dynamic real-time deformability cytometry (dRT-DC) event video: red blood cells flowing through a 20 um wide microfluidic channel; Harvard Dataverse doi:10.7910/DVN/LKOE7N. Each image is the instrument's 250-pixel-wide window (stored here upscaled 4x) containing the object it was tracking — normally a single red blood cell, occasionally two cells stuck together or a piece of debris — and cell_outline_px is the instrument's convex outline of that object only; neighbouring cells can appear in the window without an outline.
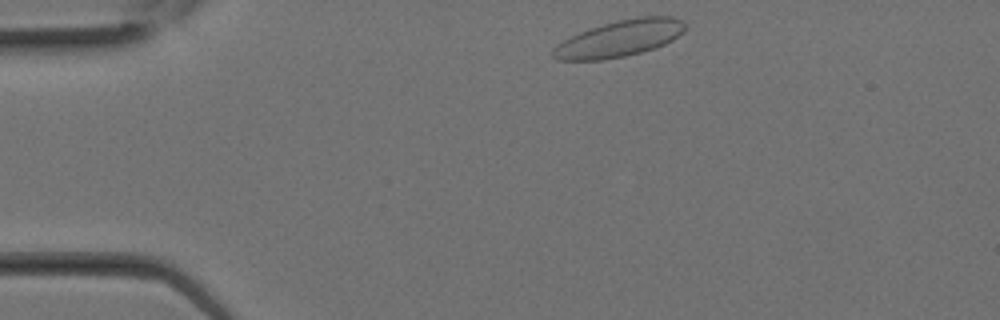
{"species": "Egyptian fruit bat (a non-hibernating species)", "species_latin": "Rousettus aegyptiacus", "temperature_condition": "room temperature", "stored_images_in_passage": 24, "camera_frame_rate_fps": 3000, "um_per_image_px": 0.085, "animal": {"sex": "female"}, "frame": {"image": 1, "passage_image": 1, "time_ms": 0.0, "image_size_px": [1000, 320], "cell_outline_px": [[688, 24], [684, 32], [672, 40], [664, 44], [640, 52], [624, 56], [600, 60], [556, 60], [552, 56], [552, 48], [556, 44], [580, 32], [604, 24], [620, 20], [640, 16], [672, 16]], "centroid_in_image_um": [52.67, 3.27], "position_along_channel_um": 32.3, "area_um2": 27.8}}
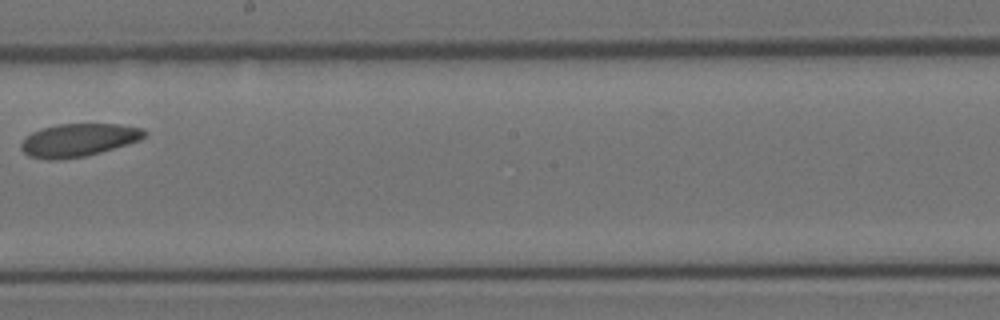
{"frame": {"image": 2, "passage_image": 12, "time_ms": 3.667, "image_size_px": [1000, 320], "cell_outline_px": [[148, 132], [140, 140], [128, 144], [100, 152], [84, 156], [56, 160], [48, 160], [28, 156], [20, 148], [20, 144], [24, 136], [40, 128], [56, 124], [120, 124], [144, 128]], "centroid_in_image_um": [6.64, 11.89], "position_along_channel_um": 241.6, "area_um2": 23.93}}
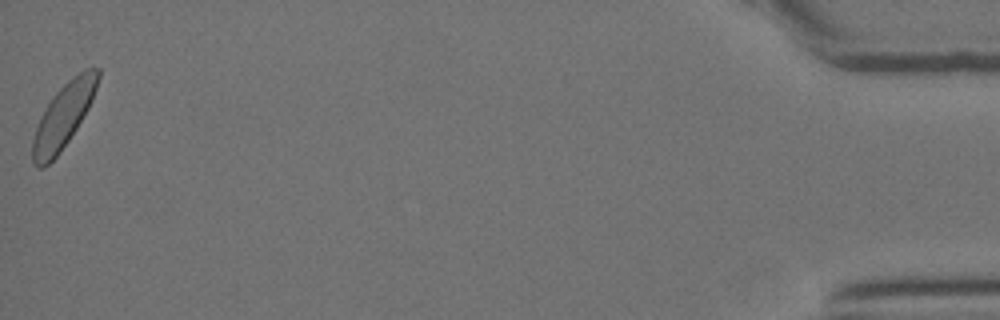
{"frame": {"image": 3, "passage_image": 24, "time_ms": 7.667, "image_size_px": [1000, 320], "cell_outline_px": [[100, 76], [92, 100], [88, 108], [76, 128], [68, 140], [56, 156], [44, 168], [36, 168], [32, 160], [32, 140], [40, 116], [44, 108], [52, 96], [72, 76], [84, 68], [100, 68]], "centroid_in_image_um": [5.37, 9.83], "position_along_channel_um": 429.8, "area_um2": 24.33}}